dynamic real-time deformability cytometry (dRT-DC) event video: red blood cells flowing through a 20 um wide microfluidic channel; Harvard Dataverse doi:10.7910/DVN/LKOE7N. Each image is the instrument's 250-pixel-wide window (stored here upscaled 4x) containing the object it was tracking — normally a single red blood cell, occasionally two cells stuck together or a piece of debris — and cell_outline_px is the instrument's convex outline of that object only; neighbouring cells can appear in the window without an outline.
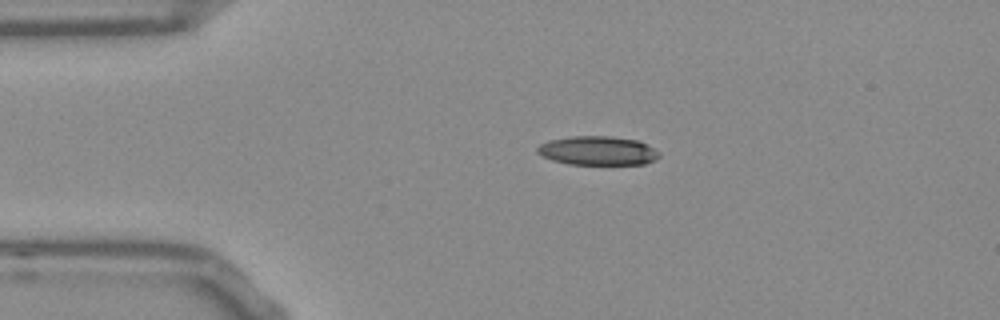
{"species": "Egyptian fruit bat (a non-hibernating species)", "species_latin": "Rousettus aegyptiacus", "temperature_condition": "room temperature", "stored_images_in_passage": 43, "camera_frame_rate_fps": 3000, "um_per_image_px": 0.085, "frame": {"image": 1, "passage_image": 1, "time_ms": 0.0, "image_size_px": [1000, 320], "cell_outline_px": [[660, 156], [656, 160], [644, 164], [568, 164], [552, 160], [536, 152], [536, 148], [540, 144], [548, 140], [572, 136], [612, 136], [636, 140], [660, 152]], "centroid_in_image_um": [50.79, 12.81], "position_along_channel_um": 34.2, "area_um2": 20.52}}
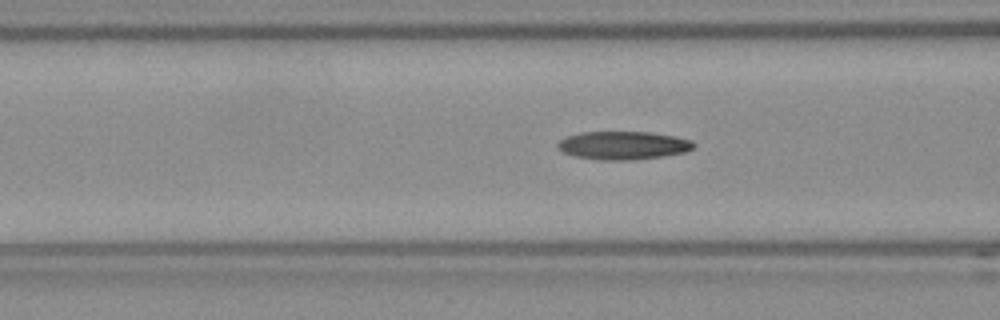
{"frame": {"image": 2, "passage_image": 10, "time_ms": 3.0, "image_size_px": [1000, 320], "cell_outline_px": [[696, 144], [692, 148], [684, 152], [660, 156], [628, 160], [600, 160], [576, 156], [564, 152], [556, 144], [564, 136], [580, 132], [652, 132], [676, 136], [692, 140]], "centroid_in_image_um": [52.96, 12.34], "position_along_channel_um": 113.6, "area_um2": 22.25}}
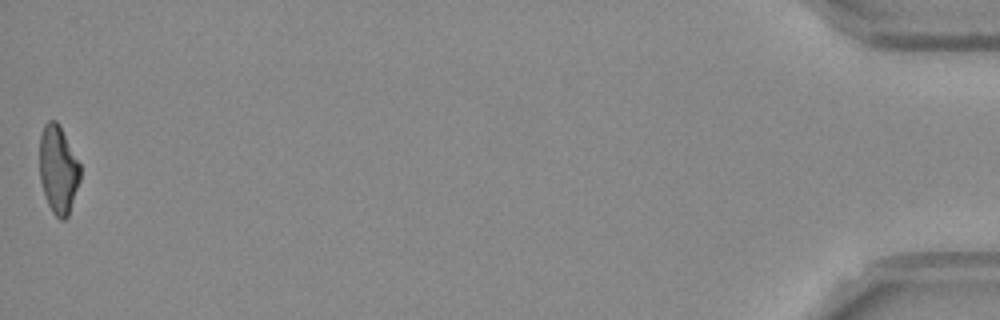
{"frame": {"image": 3, "passage_image": 43, "time_ms": 14.0, "image_size_px": [1000, 320], "cell_outline_px": [[80, 180], [68, 216], [64, 220], [60, 220], [52, 212], [48, 204], [40, 180], [40, 136], [44, 124], [48, 120], [56, 120], [60, 124], [80, 164]], "centroid_in_image_um": [4.95, 14.39], "position_along_channel_um": 430.2, "area_um2": 20.87}, "authors_computed_cell_mechanics": {"area_um2": 21.9062, "velocity_mm_per_s": 3.8195, "shape_relaxation_time_tau1_ms": 5.1826, "shape_relaxation_time_tau2_ms": 2.5737, "deformation_change_tau1": 0.1863, "deformation_change_tau2": 0.1157}}